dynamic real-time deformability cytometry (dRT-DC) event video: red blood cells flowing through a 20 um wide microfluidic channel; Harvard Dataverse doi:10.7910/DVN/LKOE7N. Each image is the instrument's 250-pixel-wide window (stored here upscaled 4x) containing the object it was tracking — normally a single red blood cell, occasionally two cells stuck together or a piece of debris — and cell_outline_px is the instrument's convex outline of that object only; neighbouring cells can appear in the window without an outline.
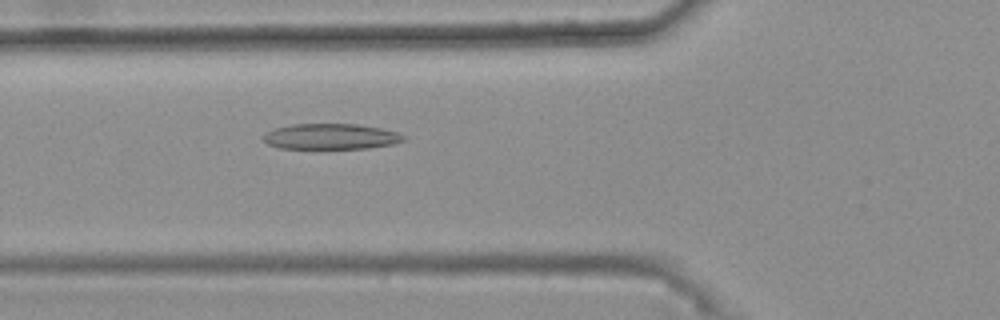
{"species": "common noctule bat (a hibernating species)", "species_latin": "Nyctalus noctula", "temperature_condition": "warm", "stored_images_in_passage": 50, "camera_frame_rate_fps": 3000, "um_per_image_px": 0.085, "animal": {"sex": "female", "body_mass_g": 25.1}, "frame": {"image": 1, "passage_image": 20, "time_ms": 6.333, "image_size_px": [1000, 320], "cell_outline_px": [[408, 136], [404, 140], [392, 144], [368, 148], [280, 148], [268, 144], [264, 140], [264, 136], [268, 132], [276, 128], [292, 124], [356, 124], [380, 128], [396, 132]], "centroid_in_image_um": [28.16, 11.6], "position_along_channel_um": 97.6, "area_um2": 20.69}}
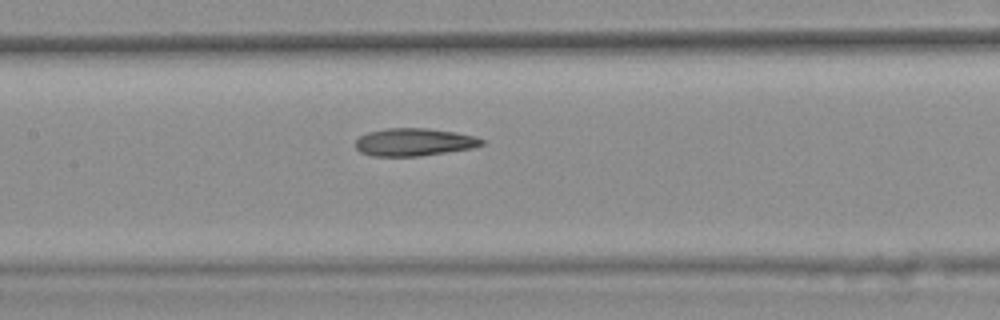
{"frame": {"image": 2, "passage_image": 26, "time_ms": 8.333, "image_size_px": [1000, 320], "cell_outline_px": [[484, 144], [472, 148], [420, 156], [372, 156], [360, 152], [356, 148], [356, 140], [360, 136], [368, 132], [384, 128], [428, 128], [456, 132], [476, 136], [484, 140]], "centroid_in_image_um": [35.2, 12.07], "position_along_channel_um": 172.2, "area_um2": 20.46}}
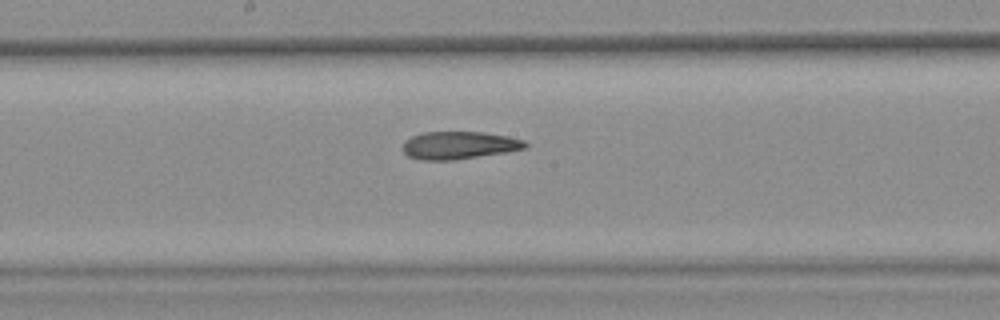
{"frame": {"image": 3, "passage_image": 29, "time_ms": 9.333, "image_size_px": [1000, 320], "cell_outline_px": [[528, 148], [456, 160], [420, 160], [408, 156], [404, 152], [404, 140], [412, 136], [424, 132], [484, 132], [508, 136], [524, 140], [528, 144]], "centroid_in_image_um": [39.03, 12.35], "position_along_channel_um": 209.2, "area_um2": 19.77}, "authors_computed_cell_mechanics": {"area_um2": 20.6924, "velocity_mm_per_s": 3.712, "shape_relaxation_time_tau1_ms": null, "shape_relaxation_time_tau2_ms": 3.8389, "deformation_change_tau1": null, "deformation_change_tau2": 0.1249}}